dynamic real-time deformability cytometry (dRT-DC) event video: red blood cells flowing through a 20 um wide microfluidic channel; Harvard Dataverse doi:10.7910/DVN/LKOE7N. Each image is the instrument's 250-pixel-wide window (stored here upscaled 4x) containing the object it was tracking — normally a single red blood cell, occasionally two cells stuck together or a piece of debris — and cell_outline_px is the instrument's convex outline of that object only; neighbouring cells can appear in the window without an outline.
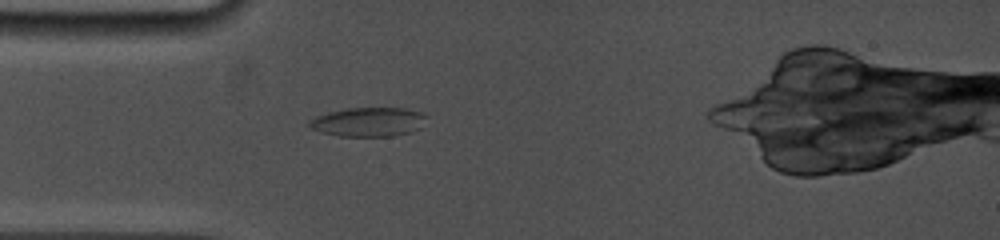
{"species": "common noctule bat (a hibernating species)", "species_latin": "Nyctalus noctula", "temperature_condition": "cold", "stored_images_in_passage": 5, "camera_frame_rate_fps": 5000, "um_per_image_px": 0.085, "animal": {"sex": "female", "body_mass_g": 19.0, "forearm_length_mm": 53.3}, "frame": {"image": 1, "passage_image": 5, "time_ms": 2.4, "image_size_px": [1000, 240], "cell_outline_px": [[428, 116], [420, 128], [412, 132], [396, 136], [340, 136], [320, 132], [308, 128], [308, 120], [316, 116], [328, 112], [344, 108], [404, 108], [424, 112]], "centroid_in_image_um": [31.32, 10.36], "position_along_channel_um": 53.7, "area_um2": 20.29}}